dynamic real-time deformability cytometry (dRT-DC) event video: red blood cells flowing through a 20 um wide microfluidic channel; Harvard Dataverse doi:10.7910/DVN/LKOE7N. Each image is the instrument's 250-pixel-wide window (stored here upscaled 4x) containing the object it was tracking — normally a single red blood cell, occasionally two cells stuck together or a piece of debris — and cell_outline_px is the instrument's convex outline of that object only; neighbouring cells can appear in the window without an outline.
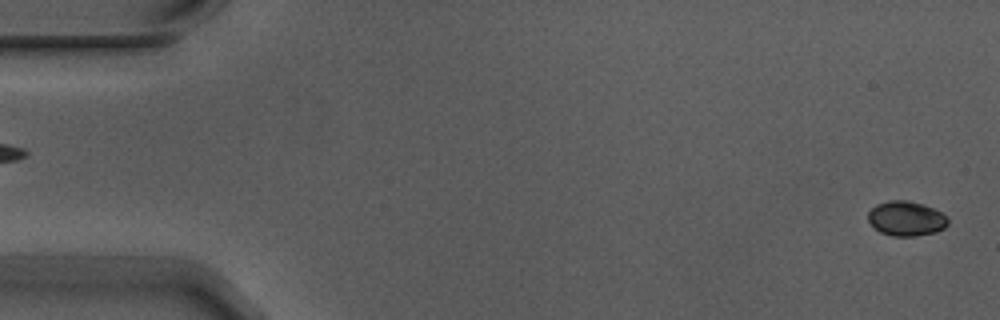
{"species": "Egyptian fruit bat (a non-hibernating species)", "species_latin": "Rousettus aegyptiacus", "temperature_condition": "warm", "stored_images_in_passage": 5, "camera_frame_rate_fps": 3000, "um_per_image_px": 0.085, "animal": {"sex": "male"}, "frame": {"image": 1, "passage_image": 5, "time_ms": 1.333, "image_size_px": [1000, 320], "cell_outline_px": [[948, 224], [944, 228], [936, 232], [916, 236], [892, 236], [880, 232], [868, 220], [868, 212], [876, 204], [888, 200], [904, 200], [924, 204], [940, 212], [948, 220]], "centroid_in_image_um": [77.01, 18.57], "position_along_channel_um": 8.0, "area_um2": 16.07}}